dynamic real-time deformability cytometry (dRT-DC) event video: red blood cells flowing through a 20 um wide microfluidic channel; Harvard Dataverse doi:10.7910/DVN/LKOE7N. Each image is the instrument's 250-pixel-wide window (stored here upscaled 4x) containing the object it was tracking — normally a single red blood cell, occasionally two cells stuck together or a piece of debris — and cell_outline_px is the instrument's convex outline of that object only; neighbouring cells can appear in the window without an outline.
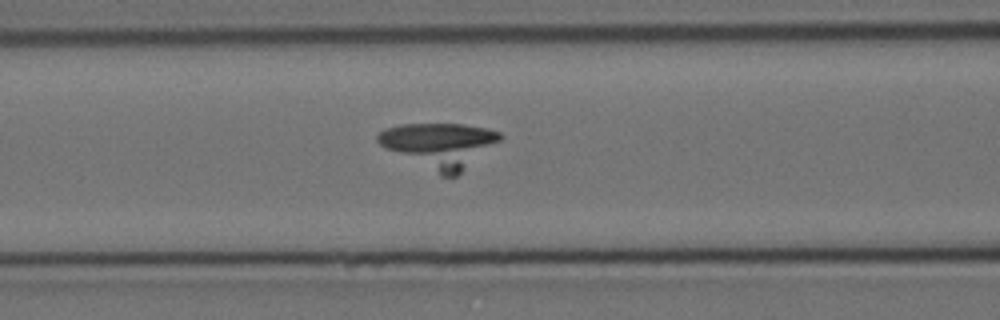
{"species": "Egyptian fruit bat (a non-hibernating species)", "species_latin": "Rousettus aegyptiacus", "temperature_condition": "cold", "stored_images_in_passage": 61, "camera_frame_rate_fps": 3000, "um_per_image_px": 0.085, "animal": {"sex": "female"}, "frame": {"image": 1, "passage_image": 26, "time_ms": 8.333, "image_size_px": [1000, 320], "cell_outline_px": [[504, 136], [500, 140], [456, 176], [440, 176], [380, 144], [376, 140], [376, 136], [384, 128], [400, 124], [464, 124], [488, 128], [500, 132]], "centroid_in_image_um": [37.37, 12.32], "position_along_channel_um": 129.2, "area_um2": 31.5}}
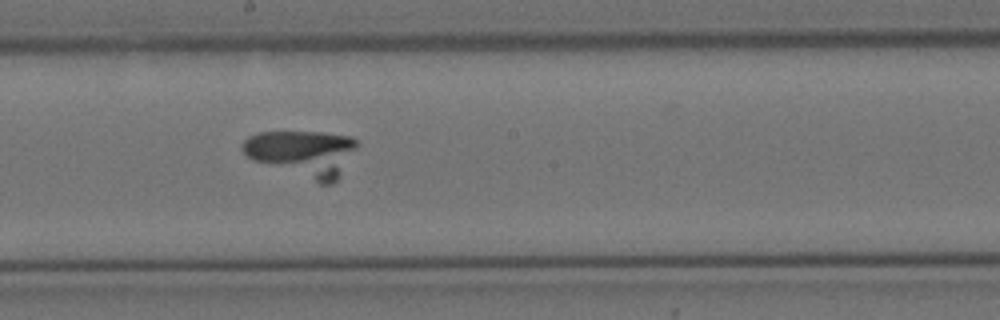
{"frame": {"image": 2, "passage_image": 34, "time_ms": 11.0, "image_size_px": [1000, 320], "cell_outline_px": [[356, 148], [340, 176], [332, 184], [320, 184], [252, 160], [240, 148], [240, 144], [248, 136], [260, 132], [324, 132], [352, 136], [356, 140]], "centroid_in_image_um": [25.71, 13.03], "position_along_channel_um": 222.5, "area_um2": 31.1}}
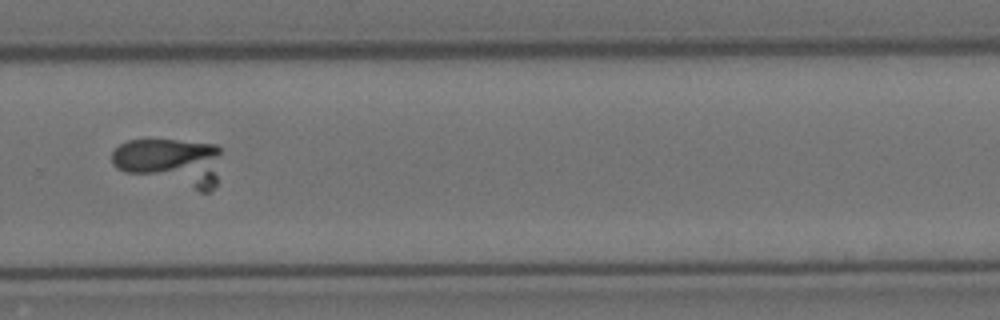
{"frame": {"image": 3, "passage_image": 42, "time_ms": 13.667, "image_size_px": [1000, 320], "cell_outline_px": [[220, 152], [216, 184], [212, 192], [200, 192], [124, 172], [116, 168], [112, 164], [112, 152], [120, 144], [128, 140], [176, 140], [216, 144], [220, 148]], "centroid_in_image_um": [14.51, 13.79], "position_along_channel_um": 315.3, "area_um2": 30.92}}